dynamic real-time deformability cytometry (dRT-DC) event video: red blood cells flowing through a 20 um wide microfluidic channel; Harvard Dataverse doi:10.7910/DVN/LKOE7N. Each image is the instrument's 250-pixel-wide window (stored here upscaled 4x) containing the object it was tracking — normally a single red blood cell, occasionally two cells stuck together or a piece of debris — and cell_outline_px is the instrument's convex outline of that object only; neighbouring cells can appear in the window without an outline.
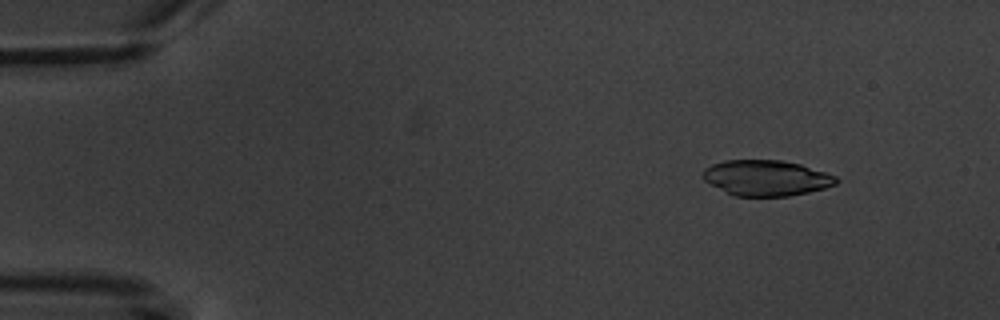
{"species": "common noctule bat (a hibernating species)", "species_latin": "Nyctalus noctula", "temperature_condition": "warm", "stored_images_in_passage": 4, "camera_frame_rate_fps": 3000, "um_per_image_px": 0.085, "animal": {"sex": "male", "body_mass_g": 20.1, "forearm_length_mm": 53.5}, "frame": {"image": 1, "passage_image": 2, "time_ms": 1.0, "image_size_px": [1000, 320], "cell_outline_px": [[840, 180], [836, 184], [824, 188], [808, 192], [788, 196], [736, 196], [704, 180], [700, 176], [704, 168], [712, 164], [724, 160], [780, 160], [800, 164], [836, 176]], "centroid_in_image_um": [65.12, 15.11], "position_along_channel_um": 19.9, "area_um2": 27.51}}